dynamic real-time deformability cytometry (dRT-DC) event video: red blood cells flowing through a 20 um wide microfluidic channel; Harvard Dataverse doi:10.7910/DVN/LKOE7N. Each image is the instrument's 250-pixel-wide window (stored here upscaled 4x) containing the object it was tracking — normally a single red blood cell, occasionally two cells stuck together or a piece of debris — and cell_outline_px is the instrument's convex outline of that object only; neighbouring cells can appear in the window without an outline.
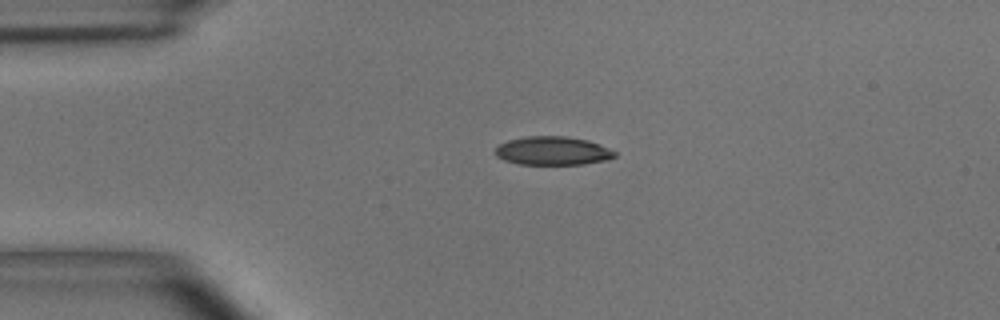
{"species": "common noctule bat (a hibernating species)", "species_latin": "Nyctalus noctula", "temperature_condition": "room temperature", "stored_images_in_passage": 17, "camera_frame_rate_fps": 3000, "um_per_image_px": 0.085, "animal": {"sex": "male", "body_mass_g": 15.6}, "frame": {"image": 1, "passage_image": 1, "time_ms": 0.0, "image_size_px": [1000, 320], "cell_outline_px": [[616, 156], [608, 160], [584, 164], [520, 164], [504, 160], [496, 156], [496, 148], [500, 144], [508, 140], [524, 136], [568, 136], [588, 140], [600, 144], [616, 152]], "centroid_in_image_um": [47.0, 12.81], "position_along_channel_um": 38.0, "area_um2": 19.94}}
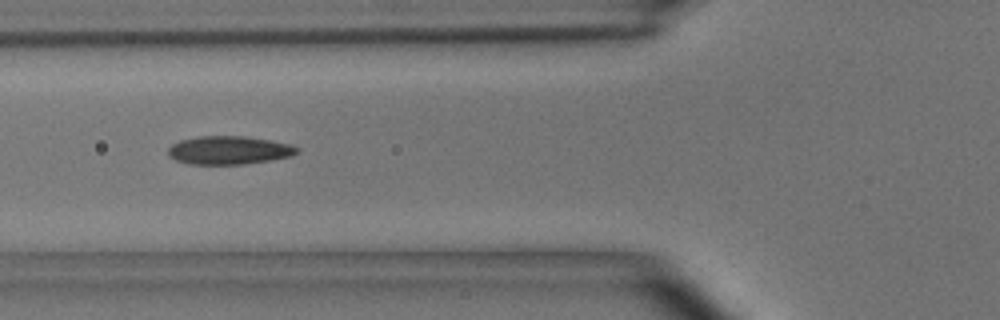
{"frame": {"image": 2, "passage_image": 9, "time_ms": 2.667, "image_size_px": [1000, 320], "cell_outline_px": [[300, 148], [292, 156], [272, 160], [244, 164], [188, 164], [176, 160], [168, 156], [168, 148], [172, 144], [180, 140], [200, 136], [244, 136], [272, 140], [292, 144]], "centroid_in_image_um": [19.48, 12.77], "position_along_channel_um": 106.3, "area_um2": 21.44}}
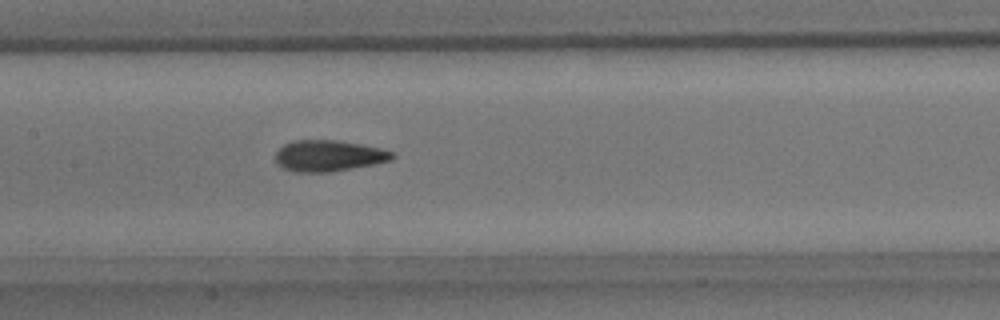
{"frame": {"image": 3, "passage_image": 15, "time_ms": 4.667, "image_size_px": [1000, 320], "cell_outline_px": [[396, 156], [392, 160], [376, 164], [328, 172], [292, 172], [280, 168], [276, 164], [276, 152], [284, 144], [292, 140], [336, 140], [360, 144], [380, 148], [396, 152]], "centroid_in_image_um": [27.93, 13.25], "position_along_channel_um": 179.5, "area_um2": 21.5}}